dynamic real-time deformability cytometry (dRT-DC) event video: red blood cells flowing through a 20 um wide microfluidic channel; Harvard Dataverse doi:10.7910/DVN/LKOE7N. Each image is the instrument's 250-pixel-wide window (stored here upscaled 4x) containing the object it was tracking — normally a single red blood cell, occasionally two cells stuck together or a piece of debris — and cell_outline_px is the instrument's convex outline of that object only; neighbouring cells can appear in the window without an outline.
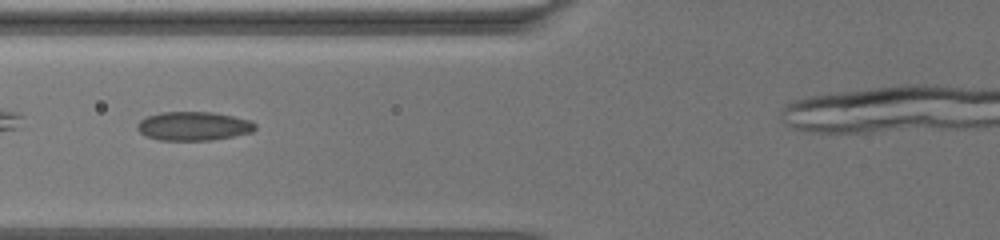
{"species": "common noctule bat (a hibernating species)", "species_latin": "Nyctalus noctula", "temperature_condition": "warm", "stored_images_in_passage": 9, "camera_frame_rate_fps": 3000, "um_per_image_px": 0.085, "animal": {"sex": "female", "body_mass_g": 19.5, "forearm_length_mm": 54.1}, "frame": {"image": 1, "passage_image": 3, "time_ms": 2.333, "image_size_px": [1000, 240], "cell_outline_px": [[256, 128], [252, 132], [212, 140], [160, 140], [148, 136], [140, 132], [136, 128], [136, 124], [140, 120], [148, 116], [160, 112], [212, 112], [252, 120], [256, 124]], "centroid_in_image_um": [16.46, 10.71], "position_along_channel_um": 109.3, "area_um2": 19.77}}
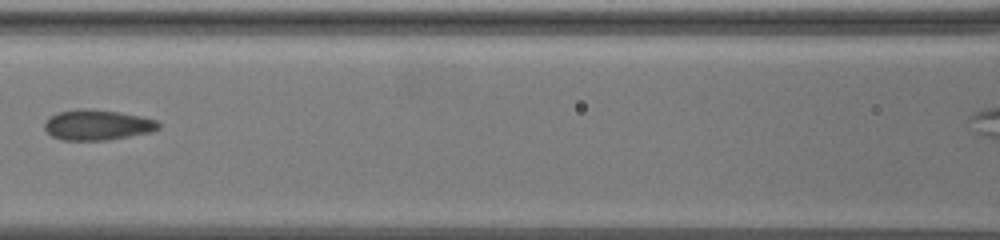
{"frame": {"image": 2, "passage_image": 4, "time_ms": 4.0, "image_size_px": [1000, 240], "cell_outline_px": [[160, 128], [152, 132], [108, 140], [60, 140], [52, 136], [44, 128], [44, 124], [52, 116], [60, 112], [80, 108], [88, 108], [120, 112], [140, 116], [156, 120], [160, 124]], "centroid_in_image_um": [8.31, 10.62], "position_along_channel_um": 158.3, "area_um2": 20.17}}
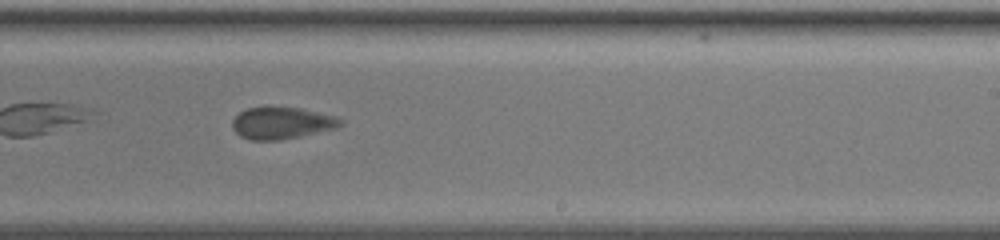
{"frame": {"image": 3, "passage_image": 8, "time_ms": 7.667, "image_size_px": [1000, 240], "cell_outline_px": [[344, 124], [336, 128], [300, 136], [280, 140], [248, 140], [240, 136], [232, 128], [232, 120], [240, 112], [248, 108], [264, 104], [268, 104], [300, 108], [336, 116], [344, 120]], "centroid_in_image_um": [23.93, 10.42], "position_along_channel_um": 265.1, "area_um2": 20.75}}